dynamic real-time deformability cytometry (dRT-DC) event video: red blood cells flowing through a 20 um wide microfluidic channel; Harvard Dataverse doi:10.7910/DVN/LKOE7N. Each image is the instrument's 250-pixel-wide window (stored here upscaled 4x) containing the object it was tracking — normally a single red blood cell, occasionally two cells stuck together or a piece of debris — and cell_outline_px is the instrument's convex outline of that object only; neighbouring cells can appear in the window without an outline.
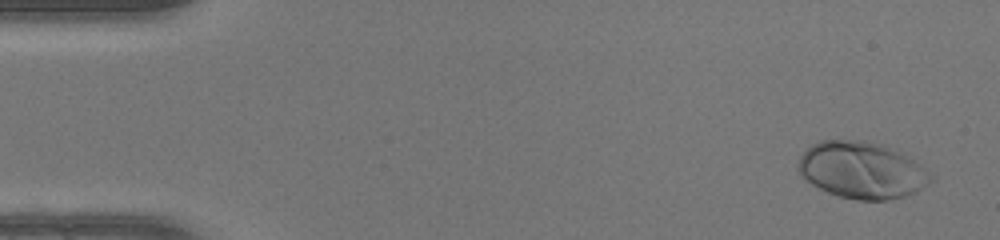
{"species": "human", "species_latin": "Homo sapiens", "temperature_condition": "warm", "stored_images_in_passage": 48, "camera_frame_rate_fps": 3000, "um_per_image_px": 0.085, "donor": {"sex": "female"}, "frame": {"image": 1, "passage_image": 2, "time_ms": 0.333, "image_size_px": [1000, 240], "cell_outline_px": [[936, 180], [916, 192], [904, 196], [888, 200], [856, 200], [840, 196], [828, 192], [812, 184], [800, 176], [796, 168], [800, 156], [812, 144], [820, 140], [864, 140], [888, 144], [920, 164], [936, 176]], "centroid_in_image_um": [73.3, 14.45], "position_along_channel_um": 11.7, "area_um2": 44.56}}
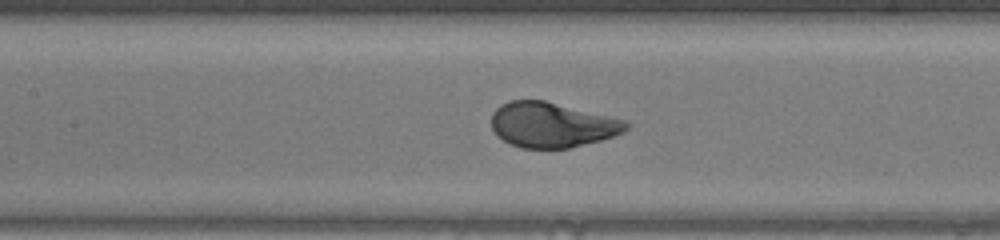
{"frame": {"image": 2, "passage_image": 22, "time_ms": 7.0, "image_size_px": [1000, 240], "cell_outline_px": [[632, 124], [624, 132], [600, 140], [568, 148], [520, 148], [496, 136], [492, 128], [492, 112], [500, 104], [508, 100], [544, 100], [624, 120]], "centroid_in_image_um": [46.88, 10.61], "position_along_channel_um": 160.5, "area_um2": 35.26}}
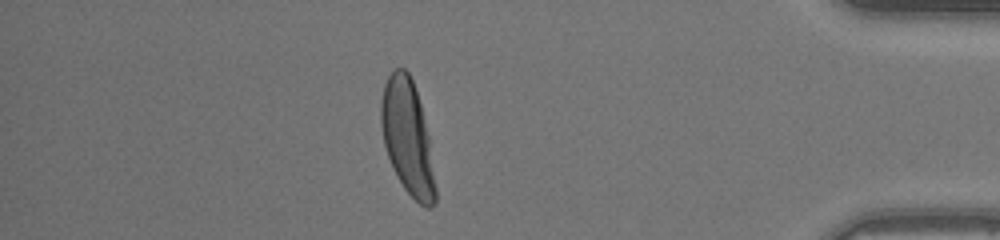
{"frame": {"image": 3, "passage_image": 42, "time_ms": 13.667, "image_size_px": [1000, 240], "cell_outline_px": [[436, 204], [428, 208], [420, 204], [404, 188], [392, 168], [384, 144], [380, 124], [380, 100], [384, 84], [388, 76], [396, 68], [404, 68], [408, 72], [412, 80], [420, 104], [428, 136], [436, 188]], "centroid_in_image_um": [34.62, 11.68], "position_along_channel_um": 400.6, "area_um2": 35.89}, "authors_computed_cell_mechanics": {"area_um2": 36.7897, "velocity_mm_per_s": 4.2463, "shape_relaxation_time_tau1_ms": 2.3906, "shape_relaxation_time_tau2_ms": null, "deformation_change_tau1": 0.2071, "deformation_change_tau2": null}}